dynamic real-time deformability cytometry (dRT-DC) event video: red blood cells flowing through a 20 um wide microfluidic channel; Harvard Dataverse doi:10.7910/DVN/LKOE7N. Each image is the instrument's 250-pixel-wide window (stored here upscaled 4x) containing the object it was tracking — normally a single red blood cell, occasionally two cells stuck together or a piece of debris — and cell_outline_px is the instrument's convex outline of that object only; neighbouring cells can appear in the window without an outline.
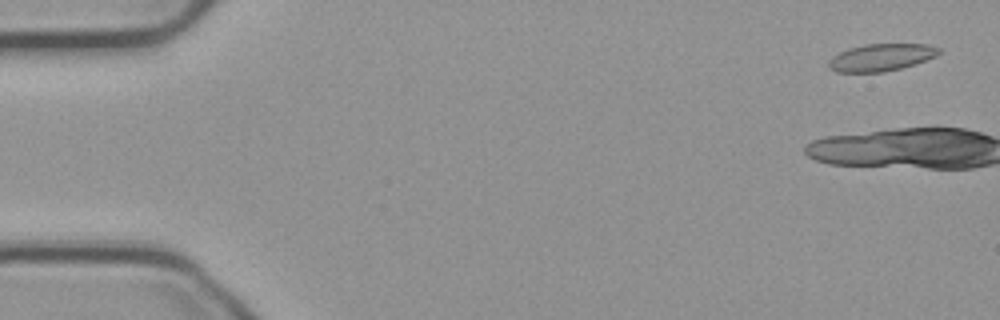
{"species": "common noctule bat (a hibernating species)", "species_latin": "Nyctalus noctula", "temperature_condition": "cold", "stored_images_in_passage": 4, "camera_frame_rate_fps": 3000, "um_per_image_px": 0.085, "animal": {"sex": "male", "body_mass_g": 23.1, "forearm_length_mm": 52.7}, "frame": {"image": 1, "passage_image": 2, "time_ms": 0.333, "image_size_px": [1000, 320], "cell_outline_px": [[940, 52], [936, 56], [916, 64], [884, 72], [836, 72], [828, 68], [828, 60], [832, 56], [848, 48], [864, 44], [928, 44], [940, 48]], "centroid_in_image_um": [74.88, 4.88], "position_along_channel_um": 10.1, "area_um2": 17.63}}